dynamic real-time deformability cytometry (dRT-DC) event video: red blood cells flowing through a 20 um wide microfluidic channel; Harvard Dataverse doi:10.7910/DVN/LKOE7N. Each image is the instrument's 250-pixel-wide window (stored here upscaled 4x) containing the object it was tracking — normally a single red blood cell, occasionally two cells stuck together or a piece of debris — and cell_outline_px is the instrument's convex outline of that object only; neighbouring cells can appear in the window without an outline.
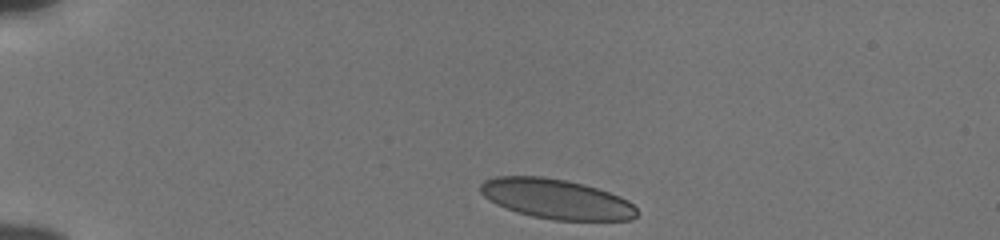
{"species": "human", "species_latin": "Homo sapiens", "temperature_condition": "cold", "stored_images_in_passage": 37, "camera_frame_rate_fps": 3000, "um_per_image_px": 0.085, "donor": {"sex": "male"}, "frame": {"image": 1, "passage_image": 1, "time_ms": 0.0, "image_size_px": [1000, 240], "cell_outline_px": [[636, 216], [632, 220], [552, 220], [532, 216], [516, 212], [504, 208], [496, 204], [484, 196], [480, 192], [480, 184], [484, 180], [496, 176], [544, 176], [568, 180], [584, 184], [620, 196], [628, 200], [636, 208]], "centroid_in_image_um": [47.26, 16.91], "position_along_channel_um": 37.7, "area_um2": 36.47}}
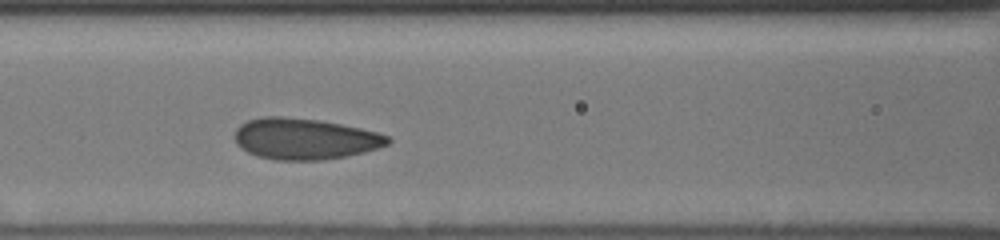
{"frame": {"image": 2, "passage_image": 14, "time_ms": 4.333, "image_size_px": [1000, 240], "cell_outline_px": [[392, 140], [388, 144], [364, 152], [344, 156], [320, 160], [276, 160], [256, 156], [240, 148], [236, 144], [236, 128], [240, 124], [248, 120], [264, 116], [284, 116], [320, 120], [360, 128], [376, 132], [388, 136]], "centroid_in_image_um": [25.87, 11.79], "position_along_channel_um": 140.7, "area_um2": 36.65}}
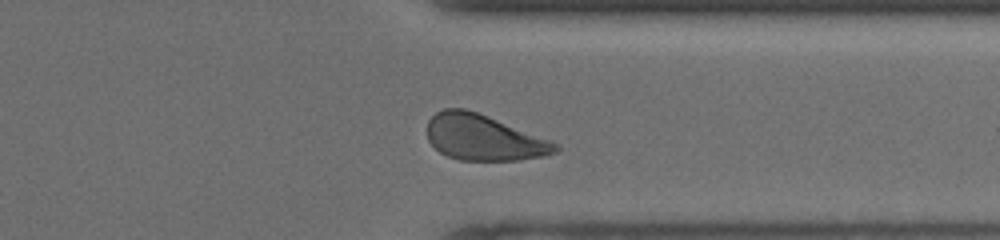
{"frame": {"image": 3, "passage_image": 32, "time_ms": 10.333, "image_size_px": [1000, 240], "cell_outline_px": [[560, 148], [556, 152], [544, 156], [516, 160], [460, 160], [448, 156], [440, 152], [428, 140], [428, 120], [436, 112], [444, 108], [464, 108], [488, 116], [552, 140]], "centroid_in_image_um": [41.12, 11.69], "position_along_channel_um": 370.3, "area_um2": 34.04}, "authors_computed_cell_mechanics": {"area_um2": 35.7204, "velocity_mm_per_s": 3.8356, "shape_relaxation_time_tau1_ms": 3.9223, "shape_relaxation_time_tau2_ms": null, "deformation_change_tau1": 0.1179, "deformation_change_tau2": null}}